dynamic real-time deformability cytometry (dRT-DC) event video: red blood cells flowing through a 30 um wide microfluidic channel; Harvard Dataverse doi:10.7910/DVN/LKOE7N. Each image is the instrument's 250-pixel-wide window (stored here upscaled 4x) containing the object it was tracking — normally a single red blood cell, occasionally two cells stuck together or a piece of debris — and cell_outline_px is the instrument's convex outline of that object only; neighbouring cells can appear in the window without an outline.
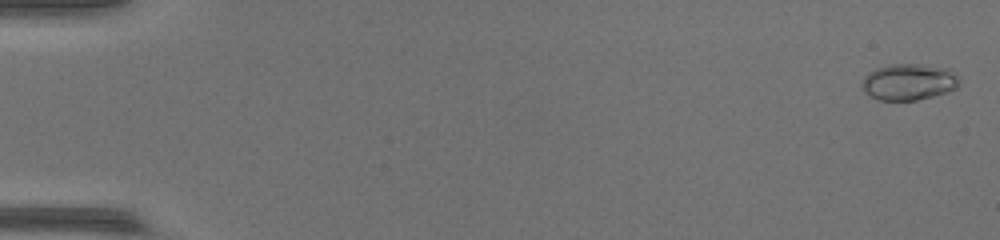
{"species": "common noctule bat (a hibernating species)", "species_latin": "Nyctalus noctula", "temperature_condition": "warm", "stored_images_in_passage": 53, "camera_frame_rate_fps": 3000, "um_per_image_px": 0.085, "animal": {"sex": "female", "body_mass_g": 17.0, "forearm_length_mm": 48.0}, "frame": {"image": 1, "passage_image": 2, "time_ms": 0.333, "image_size_px": [1000, 240], "cell_outline_px": [[960, 84], [956, 88], [932, 96], [916, 100], [880, 100], [864, 92], [860, 84], [864, 76], [868, 72], [876, 68], [888, 64], [916, 64], [948, 68], [960, 80]], "centroid_in_image_um": [77.2, 6.96], "position_along_channel_um": 7.8, "area_um2": 20.58}}
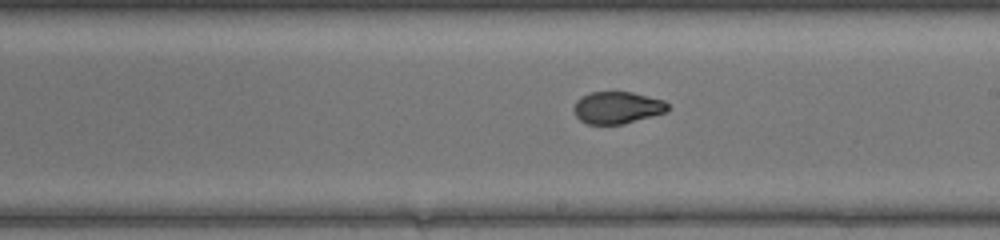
{"frame": {"image": 2, "passage_image": 32, "time_ms": 10.333, "image_size_px": [1000, 240], "cell_outline_px": [[668, 108], [664, 112], [624, 124], [588, 124], [580, 120], [576, 116], [572, 108], [576, 100], [580, 96], [588, 92], [632, 92], [664, 100], [668, 104]], "centroid_in_image_um": [52.41, 9.14], "position_along_channel_um": 236.6, "area_um2": 17.57}}
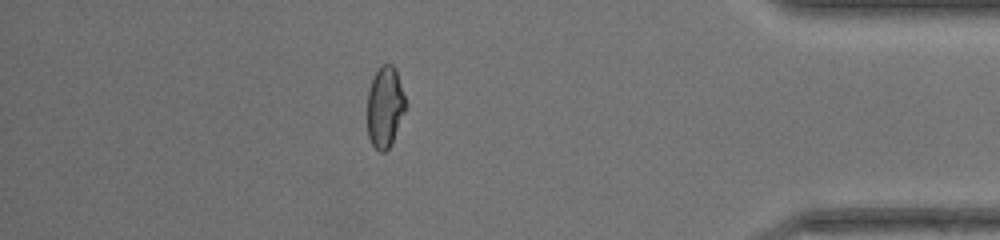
{"frame": {"image": 3, "passage_image": 47, "time_ms": 15.333, "image_size_px": [1000, 240], "cell_outline_px": [[404, 112], [392, 140], [388, 148], [384, 152], [380, 152], [372, 144], [368, 136], [368, 88], [372, 76], [380, 64], [392, 64], [396, 68], [404, 96]], "centroid_in_image_um": [32.69, 9.03], "position_along_channel_um": 402.5, "area_um2": 17.8}}